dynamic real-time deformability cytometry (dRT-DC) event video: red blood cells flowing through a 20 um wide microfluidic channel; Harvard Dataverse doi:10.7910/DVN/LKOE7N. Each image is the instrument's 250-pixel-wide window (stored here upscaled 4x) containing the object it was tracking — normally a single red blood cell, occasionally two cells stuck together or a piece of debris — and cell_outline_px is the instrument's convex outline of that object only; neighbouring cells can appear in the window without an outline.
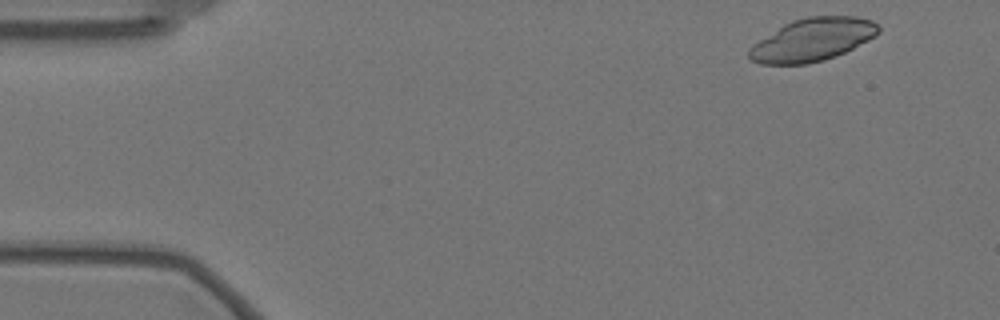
{"species": "Egyptian fruit bat (a non-hibernating species)", "species_latin": "Rousettus aegyptiacus", "temperature_condition": "warm", "stored_images_in_passage": 55, "camera_frame_rate_fps": 3000, "um_per_image_px": 0.085, "animal": {"sex": "female"}, "frame": {"image": 1, "passage_image": 2, "time_ms": 0.333, "image_size_px": [1000, 320], "cell_outline_px": [[880, 32], [876, 36], [836, 56], [824, 60], [808, 64], [760, 64], [752, 60], [748, 56], [748, 48], [752, 44], [784, 24], [792, 20], [808, 16], [856, 16], [872, 20], [880, 24]], "centroid_in_image_um": [69.07, 3.37], "position_along_channel_um": 15.9, "area_um2": 32.48}}